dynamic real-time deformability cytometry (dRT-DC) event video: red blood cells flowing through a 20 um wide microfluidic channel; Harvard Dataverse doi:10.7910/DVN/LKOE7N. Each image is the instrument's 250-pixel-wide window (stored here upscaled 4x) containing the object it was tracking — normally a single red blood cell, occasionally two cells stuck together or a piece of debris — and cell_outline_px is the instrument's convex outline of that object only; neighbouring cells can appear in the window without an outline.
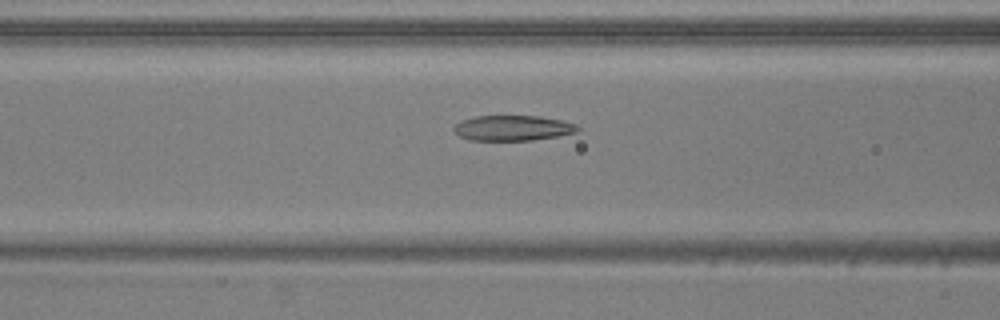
{"species": "common noctule bat (a hibernating species)", "species_latin": "Nyctalus noctula", "temperature_condition": "warm", "stored_images_in_passage": 45, "camera_frame_rate_fps": 3000, "um_per_image_px": 0.085, "animal": {"sex": "male", "body_mass_g": 20.5, "forearm_length_mm": 52.5}, "frame": {"image": 1, "passage_image": 13, "time_ms": 4.0, "image_size_px": [1000, 320], "cell_outline_px": [[580, 132], [560, 136], [532, 140], [468, 140], [460, 136], [452, 128], [456, 124], [464, 120], [476, 116], [540, 116], [560, 120], [576, 124], [580, 128]], "centroid_in_image_um": [43.64, 10.89], "position_along_channel_um": 123.0, "area_um2": 18.26}}
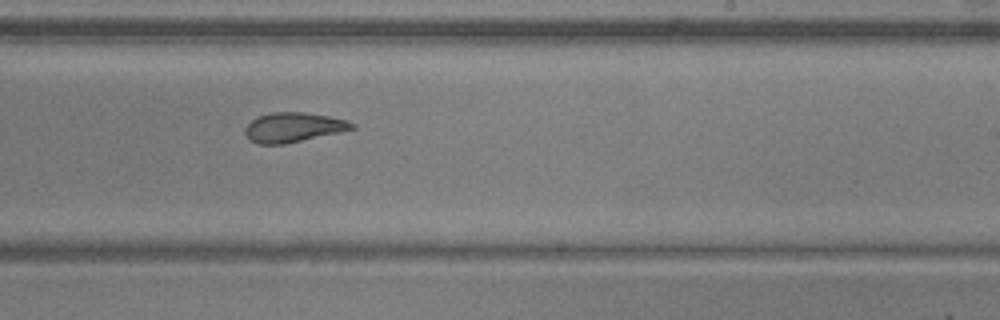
{"frame": {"image": 2, "passage_image": 24, "time_ms": 7.667, "image_size_px": [1000, 320], "cell_outline_px": [[356, 128], [340, 132], [284, 144], [256, 144], [248, 140], [244, 132], [244, 128], [252, 120], [260, 116], [272, 112], [304, 112], [328, 116], [344, 120], [356, 124]], "centroid_in_image_um": [24.9, 10.83], "position_along_channel_um": 264.1, "area_um2": 18.38}}
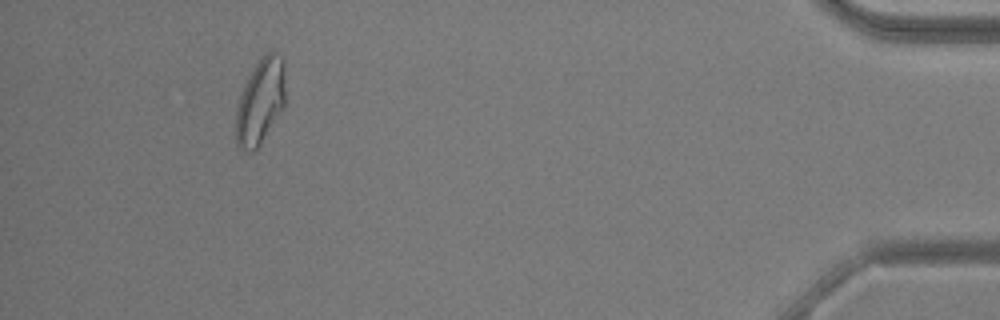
{"frame": {"image": 3, "passage_image": 41, "time_ms": 13.333, "image_size_px": [1000, 320], "cell_outline_px": [[284, 108], [260, 144], [252, 152], [248, 152], [240, 148], [236, 144], [236, 108], [244, 84], [248, 76], [264, 52], [276, 52], [284, 56]], "centroid_in_image_um": [22.13, 8.6], "position_along_channel_um": 413.1, "area_um2": 24.8}, "authors_computed_cell_mechanics": {"area_um2": 20.1722, "velocity_mm_per_s": 3.8579, "shape_relaxation_time_tau1_ms": 5.6287, "shape_relaxation_time_tau2_ms": 2.6913, "deformation_change_tau1": 0.1816, "deformation_change_tau2": 0.1016}}